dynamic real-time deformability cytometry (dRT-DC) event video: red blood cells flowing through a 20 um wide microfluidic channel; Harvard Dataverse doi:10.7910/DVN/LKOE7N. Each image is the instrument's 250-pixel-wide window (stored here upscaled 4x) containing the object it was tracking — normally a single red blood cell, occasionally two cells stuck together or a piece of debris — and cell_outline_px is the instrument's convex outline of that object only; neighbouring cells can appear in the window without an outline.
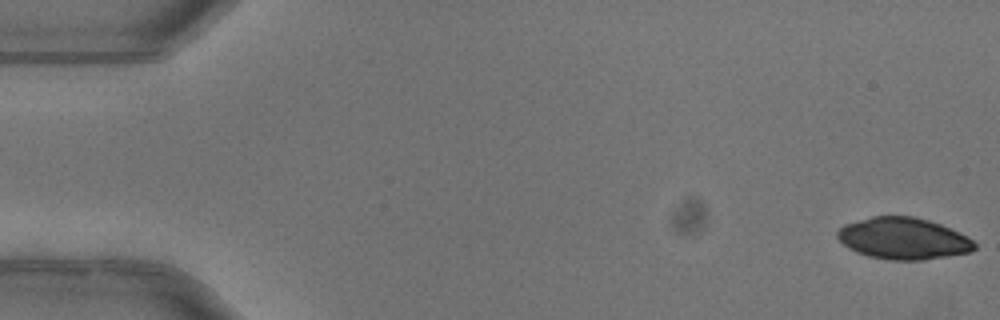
{"species": "common noctule bat (a hibernating species)", "species_latin": "Nyctalus noctula", "temperature_condition": "warm", "stored_images_in_passage": 5, "segment_of_instrument_passage": [1, 2], "camera_frame_rate_fps": 3000, "um_per_image_px": 0.085, "animal": {"sex": "female"}, "frame": {"image": 1, "passage_image": 1, "time_ms": 0.0, "image_size_px": [1000, 320], "cell_outline_px": [[976, 248], [972, 252], [924, 260], [888, 260], [868, 256], [856, 252], [848, 248], [836, 236], [836, 232], [844, 224], [872, 216], [912, 216], [928, 220], [940, 224], [960, 232], [968, 236], [976, 244]], "centroid_in_image_um": [76.79, 20.28], "position_along_channel_um": 8.2, "area_um2": 33.47}}
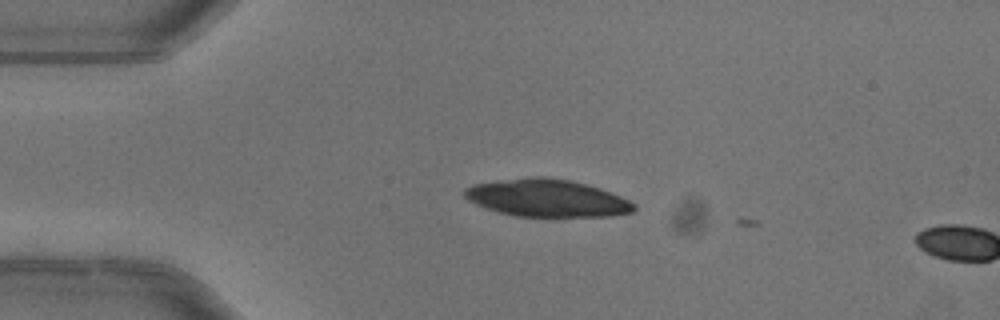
{"frame": {"image": 2, "passage_image": 4, "time_ms": 1.0, "image_size_px": [1000, 320], "cell_outline_px": [[636, 208], [632, 212], [612, 216], [516, 216], [500, 212], [476, 204], [468, 200], [464, 196], [464, 188], [476, 184], [496, 180], [532, 176], [540, 176], [568, 180], [600, 188], [620, 196], [636, 204]], "centroid_in_image_um": [46.49, 16.83], "position_along_channel_um": 38.5, "area_um2": 36.7}}